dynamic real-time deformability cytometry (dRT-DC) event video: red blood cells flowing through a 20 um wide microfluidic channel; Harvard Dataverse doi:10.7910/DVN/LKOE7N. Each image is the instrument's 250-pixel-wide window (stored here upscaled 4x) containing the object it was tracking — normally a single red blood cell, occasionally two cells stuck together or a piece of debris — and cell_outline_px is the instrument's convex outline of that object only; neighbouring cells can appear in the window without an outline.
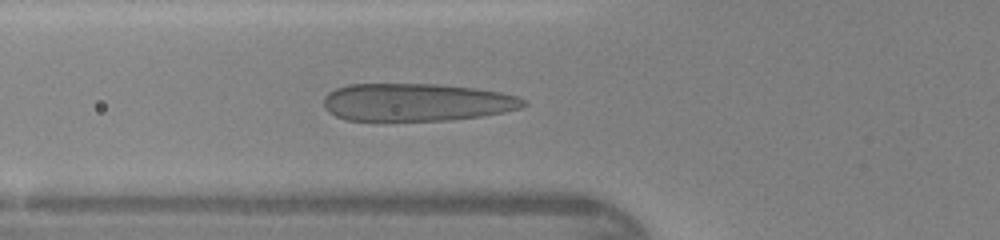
{"species": "human", "species_latin": "Homo sapiens", "temperature_condition": "warm", "stored_images_in_passage": 46, "camera_frame_rate_fps": 3000, "um_per_image_px": 0.085, "donor": {"sex": "female"}, "frame": {"image": 1, "passage_image": 17, "time_ms": 5.333, "image_size_px": [1000, 240], "cell_outline_px": [[528, 104], [520, 108], [504, 112], [480, 116], [452, 120], [344, 120], [328, 112], [324, 108], [324, 96], [328, 92], [336, 88], [348, 84], [436, 84], [472, 88], [500, 92], [516, 96], [524, 100]], "centroid_in_image_um": [35.37, 8.69], "position_along_channel_um": 90.4, "area_um2": 43.87}}
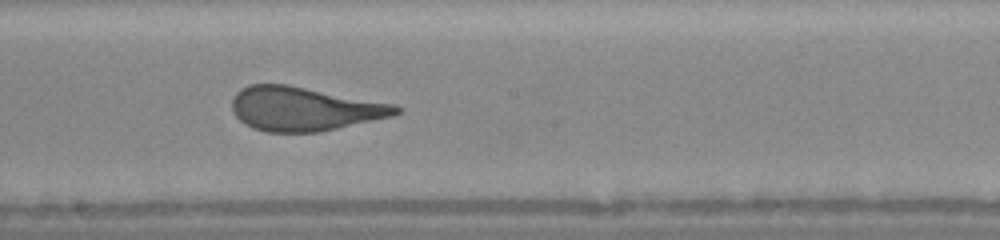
{"frame": {"image": 2, "passage_image": 26, "time_ms": 8.333, "image_size_px": [1000, 240], "cell_outline_px": [[404, 108], [400, 112], [392, 116], [320, 132], [264, 132], [252, 128], [244, 124], [232, 112], [232, 100], [236, 92], [240, 88], [248, 84], [288, 84], [396, 104]], "centroid_in_image_um": [25.85, 9.24], "position_along_channel_um": 222.4, "area_um2": 42.37}}
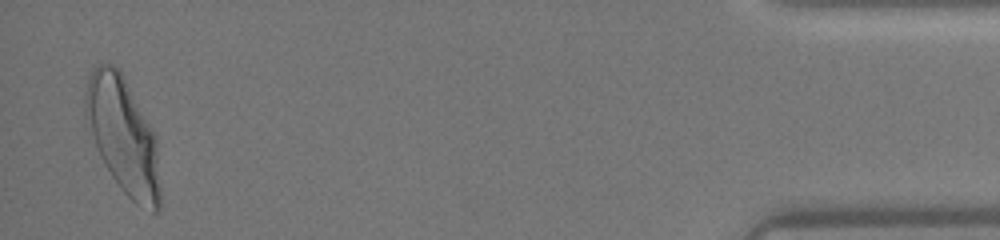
{"frame": {"image": 3, "passage_image": 45, "time_ms": 14.667, "image_size_px": [1000, 240], "cell_outline_px": [[160, 212], [152, 212], [136, 204], [120, 188], [112, 176], [100, 156], [84, 116], [84, 96], [88, 80], [92, 68], [96, 64], [112, 64], [120, 72], [156, 136], [160, 184]], "centroid_in_image_um": [10.45, 11.57], "position_along_channel_um": 424.7, "area_um2": 50.0}, "authors_computed_cell_mechanics": {"area_um2": 43.3211, "velocity_mm_per_s": 4.3772, "shape_relaxation_time_tau1_ms": 4.7541, "shape_relaxation_time_tau2_ms": null, "deformation_change_tau1": 0.2299, "deformation_change_tau2": null}}